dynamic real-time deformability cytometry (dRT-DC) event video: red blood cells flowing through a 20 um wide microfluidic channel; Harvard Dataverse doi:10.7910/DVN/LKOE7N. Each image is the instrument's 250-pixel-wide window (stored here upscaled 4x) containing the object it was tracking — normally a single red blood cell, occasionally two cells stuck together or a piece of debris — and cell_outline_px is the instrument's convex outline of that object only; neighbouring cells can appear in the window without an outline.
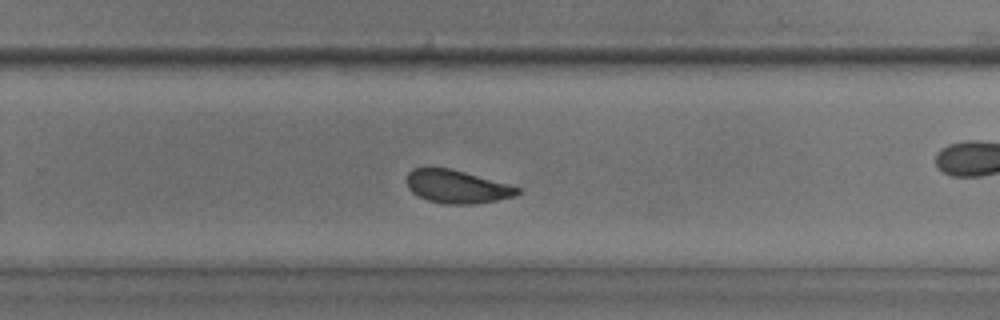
{"species": "common noctule bat (a hibernating species)", "species_latin": "Nyctalus noctula", "temperature_condition": "room temperature", "stored_images_in_passage": 40, "camera_frame_rate_fps": 3000, "um_per_image_px": 0.085, "animal": {"sex": "male", "body_mass_g": 17.9, "forearm_length_mm": 54.2}, "frame": {"image": 1, "passage_image": 29, "time_ms": 9.333, "image_size_px": [1000, 320], "cell_outline_px": [[520, 192], [516, 196], [476, 204], [444, 204], [428, 200], [412, 192], [408, 188], [404, 180], [408, 172], [412, 168], [448, 168], [464, 172], [508, 184], [520, 188]], "centroid_in_image_um": [38.8, 15.87], "position_along_channel_um": 291.0, "area_um2": 21.33}, "authors_computed_cell_mechanics": {"area_um2": 22.6287, "velocity_mm_per_s": 3.8661, "shape_relaxation_time_tau1_ms": 4.5045, "shape_relaxation_time_tau2_ms": 1.6177, "deformation_change_tau1": 0.0749, "deformation_change_tau2": 0.0648}}